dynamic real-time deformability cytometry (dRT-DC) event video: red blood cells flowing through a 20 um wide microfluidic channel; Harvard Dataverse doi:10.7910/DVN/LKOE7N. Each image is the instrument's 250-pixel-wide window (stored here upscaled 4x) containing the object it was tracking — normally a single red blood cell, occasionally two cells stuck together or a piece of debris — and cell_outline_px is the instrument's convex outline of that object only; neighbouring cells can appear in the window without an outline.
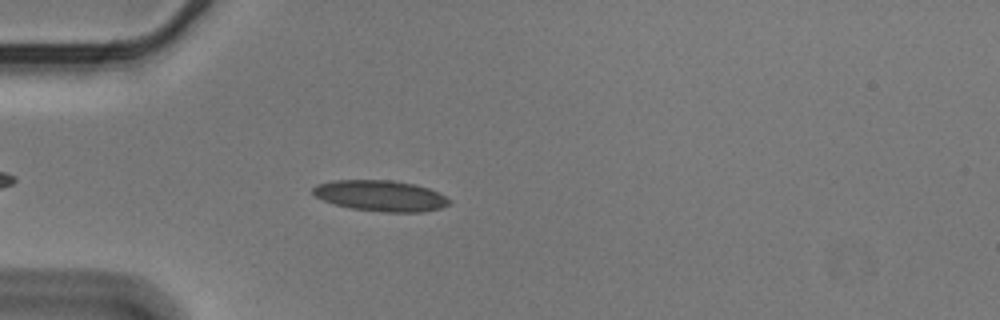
{"species": "Egyptian fruit bat (a non-hibernating species)", "species_latin": "Rousettus aegyptiacus", "temperature_condition": "cold", "stored_images_in_passage": 46, "camera_frame_rate_fps": 3000, "um_per_image_px": 0.085, "animal": {"sex": "male"}, "frame": {"image": 1, "passage_image": 6, "time_ms": 1.667, "image_size_px": [1000, 320], "cell_outline_px": [[452, 204], [440, 208], [424, 212], [384, 212], [352, 208], [336, 204], [324, 200], [316, 196], [312, 192], [312, 188], [316, 184], [332, 180], [392, 180], [416, 184], [428, 188], [452, 200]], "centroid_in_image_um": [32.37, 16.63], "position_along_channel_um": 52.6, "area_um2": 24.57}}
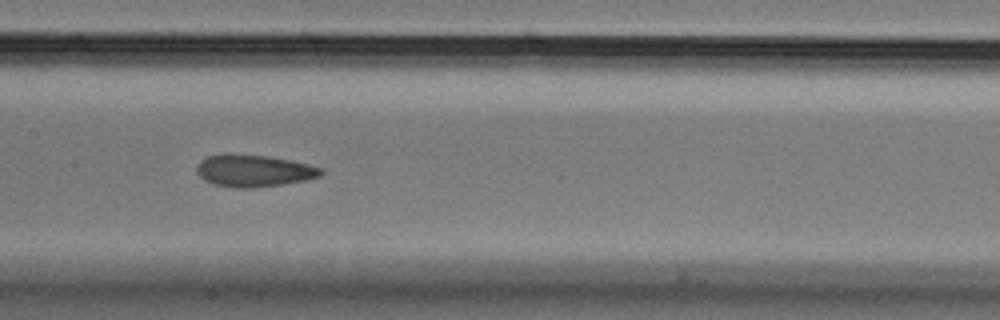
{"frame": {"image": 2, "passage_image": 18, "time_ms": 5.667, "image_size_px": [1000, 320], "cell_outline_px": [[324, 172], [320, 176], [308, 180], [252, 188], [236, 188], [212, 184], [204, 180], [196, 172], [196, 168], [200, 160], [208, 156], [224, 152], [228, 152], [268, 156], [292, 160], [324, 168]], "centroid_in_image_um": [21.56, 14.49], "position_along_channel_um": 185.8, "area_um2": 23.7}}
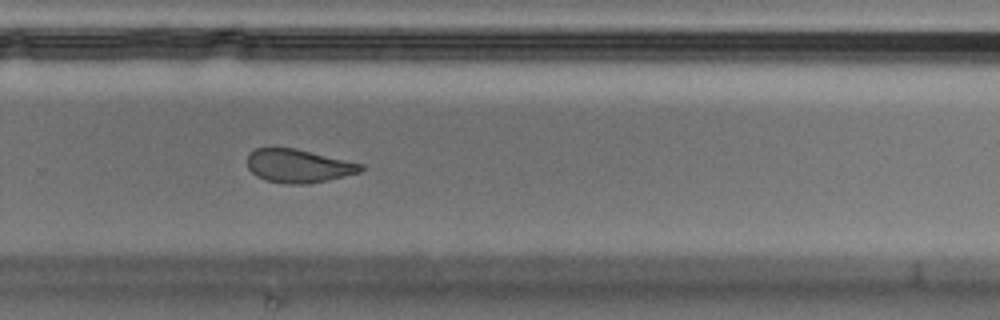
{"frame": {"image": 3, "passage_image": 28, "time_ms": 9.0, "image_size_px": [1000, 320], "cell_outline_px": [[364, 168], [360, 172], [328, 180], [308, 184], [288, 184], [264, 180], [256, 176], [248, 168], [248, 156], [256, 148], [296, 148], [364, 164]], "centroid_in_image_um": [25.38, 14.11], "position_along_channel_um": 304.4, "area_um2": 22.08}, "authors_computed_cell_mechanics": {"area_um2": 23.9003, "velocity_mm_per_s": 3.5752, "shape_relaxation_time_tau1_ms": null, "shape_relaxation_time_tau2_ms": 2.6762, "deformation_change_tau1": null, "deformation_change_tau2": 0.0755}}